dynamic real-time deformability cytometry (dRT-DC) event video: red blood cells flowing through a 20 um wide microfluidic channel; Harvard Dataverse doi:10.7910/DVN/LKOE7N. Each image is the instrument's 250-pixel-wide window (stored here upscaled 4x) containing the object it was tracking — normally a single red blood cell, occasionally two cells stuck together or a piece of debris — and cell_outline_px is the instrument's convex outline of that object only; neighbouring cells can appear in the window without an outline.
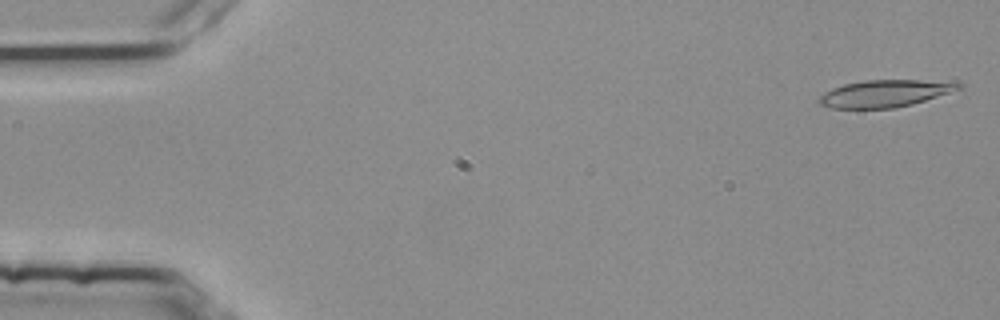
{"species": "common noctule bat (a hibernating species)", "species_latin": "Nyctalus noctula", "temperature_condition": "room temperature", "stored_images_in_passage": 53, "camera_frame_rate_fps": 3000, "um_per_image_px": 0.085, "animal": {"sex": "female", "body_mass_g": 25.1}, "frame": {"image": 1, "passage_image": 1, "time_ms": 0.0, "image_size_px": [1000, 320], "cell_outline_px": [[964, 84], [960, 88], [912, 104], [896, 108], [832, 108], [816, 104], [816, 100], [824, 92], [832, 88], [844, 84], [864, 80], [956, 80]], "centroid_in_image_um": [75.21, 7.93], "position_along_channel_um": 9.8, "area_um2": 22.25}}
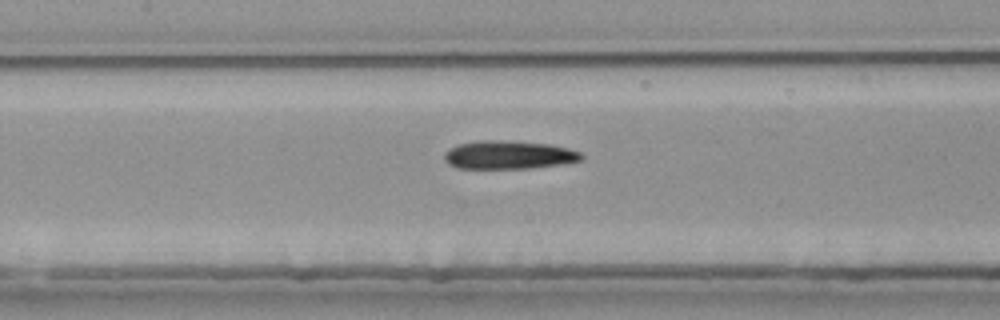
{"frame": {"image": 2, "passage_image": 24, "time_ms": 7.667, "image_size_px": [1000, 320], "cell_outline_px": [[584, 160], [564, 164], [532, 168], [456, 168], [448, 164], [444, 160], [444, 152], [448, 148], [456, 144], [480, 140], [500, 140], [548, 144], [568, 148], [580, 152], [584, 156]], "centroid_in_image_um": [43.23, 13.17], "position_along_channel_um": 164.2, "area_um2": 22.89}}
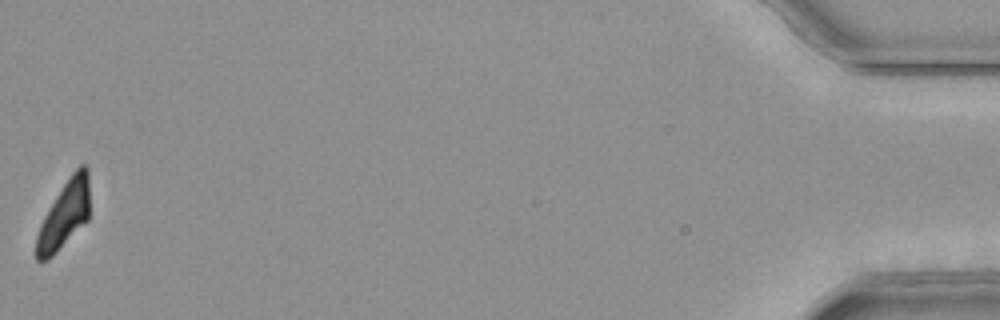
{"frame": {"image": 3, "passage_image": 53, "time_ms": 17.333, "image_size_px": [1000, 320], "cell_outline_px": [[88, 220], [48, 260], [36, 260], [36, 236], [40, 224], [44, 216], [56, 196], [72, 172], [80, 164], [84, 164], [88, 168]], "centroid_in_image_um": [5.46, 18.25], "position_along_channel_um": 429.7, "area_um2": 20.52}, "authors_computed_cell_mechanics": {"area_um2": 22.831, "velocity_mm_per_s": 3.7992, "shape_relaxation_time_tau1_ms": null, "shape_relaxation_time_tau2_ms": 11.0632, "deformation_change_tau1": null, "deformation_change_tau2": 0.2347}}